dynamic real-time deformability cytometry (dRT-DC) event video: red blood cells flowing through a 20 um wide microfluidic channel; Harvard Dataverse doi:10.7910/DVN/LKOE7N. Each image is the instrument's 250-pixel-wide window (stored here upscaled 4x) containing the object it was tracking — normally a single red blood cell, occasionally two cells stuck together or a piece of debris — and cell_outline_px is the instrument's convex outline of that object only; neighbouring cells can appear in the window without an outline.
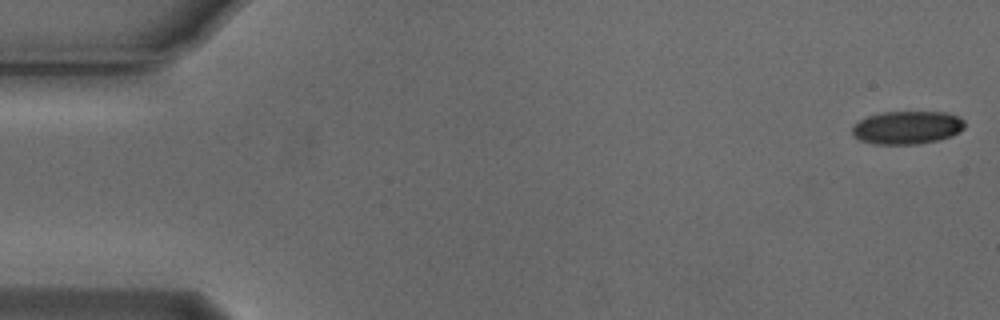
{"species": "Egyptian fruit bat (a non-hibernating species)", "species_latin": "Rousettus aegyptiacus", "temperature_condition": "cold", "stored_images_in_passage": 13, "camera_frame_rate_fps": 3000, "um_per_image_px": 0.085, "animal": {"sex": "male"}, "frame": {"image": 1, "passage_image": 1, "time_ms": 0.0, "image_size_px": [1000, 320], "cell_outline_px": [[964, 128], [960, 132], [952, 136], [940, 140], [916, 144], [876, 144], [860, 140], [852, 132], [852, 128], [860, 120], [868, 116], [884, 112], [948, 112], [960, 116], [964, 120]], "centroid_in_image_um": [77.17, 10.84], "position_along_channel_um": 7.8, "area_um2": 21.73}}